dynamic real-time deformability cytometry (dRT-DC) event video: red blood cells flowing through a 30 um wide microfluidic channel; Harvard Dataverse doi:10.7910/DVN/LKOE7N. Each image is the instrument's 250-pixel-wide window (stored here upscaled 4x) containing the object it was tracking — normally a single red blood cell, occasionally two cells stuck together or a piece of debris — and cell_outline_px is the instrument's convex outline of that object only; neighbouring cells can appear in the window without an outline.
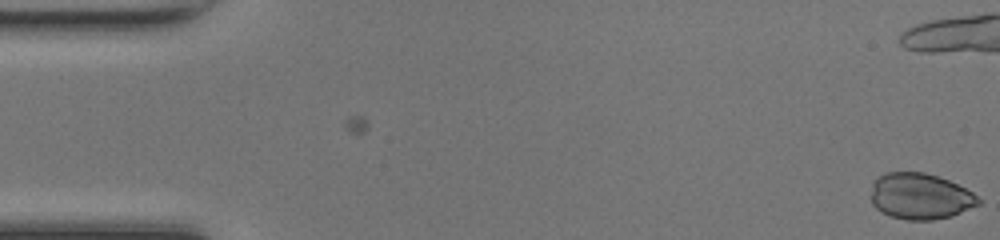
{"species": "common noctule bat (a hibernating species)", "species_latin": "Nyctalus noctula", "temperature_condition": "room temperature", "stored_images_in_passage": 11, "camera_frame_rate_fps": 3000, "um_per_image_px": 0.085, "animal": {"sex": "female", "body_mass_g": 17.0, "forearm_length_mm": 48.0}, "frame": {"image": 1, "passage_image": 11, "time_ms": 3.333, "image_size_px": [1000, 240], "cell_outline_px": [[980, 204], [952, 216], [932, 220], [908, 220], [892, 216], [876, 208], [872, 204], [872, 184], [876, 176], [884, 172], [924, 172], [948, 180], [972, 192], [980, 200]], "centroid_in_image_um": [78.2, 16.67], "position_along_channel_um": 6.8, "area_um2": 28.73}}